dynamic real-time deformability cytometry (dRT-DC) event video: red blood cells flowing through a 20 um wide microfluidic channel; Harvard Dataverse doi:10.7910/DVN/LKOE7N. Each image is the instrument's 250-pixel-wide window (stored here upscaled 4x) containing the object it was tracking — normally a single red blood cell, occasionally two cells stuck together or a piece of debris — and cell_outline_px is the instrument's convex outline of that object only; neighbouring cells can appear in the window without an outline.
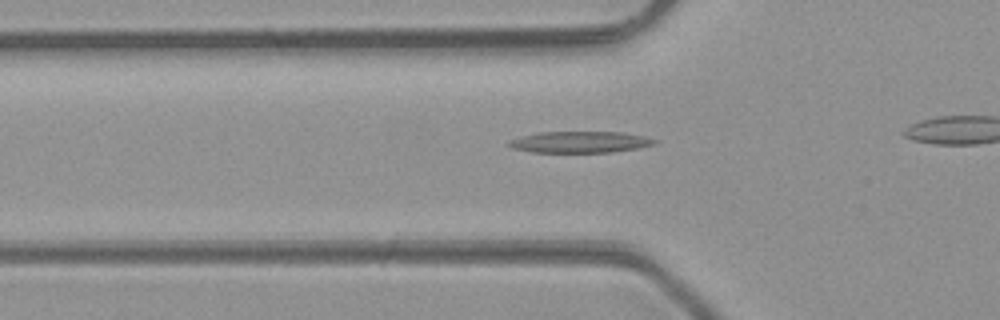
{"species": "common noctule bat (a hibernating species)", "species_latin": "Nyctalus noctula", "temperature_condition": "room temperature", "stored_images_in_passage": 28, "camera_frame_rate_fps": 3000, "um_per_image_px": 0.085, "animal": {"sex": "male", "body_mass_g": 23.1, "forearm_length_mm": 52.7}, "frame": {"image": 1, "passage_image": 6, "time_ms": 1.667, "image_size_px": [1000, 320], "cell_outline_px": [[660, 140], [656, 144], [640, 148], [612, 152], [532, 152], [512, 148], [508, 144], [508, 140], [540, 132], [620, 132], [644, 136]], "centroid_in_image_um": [49.36, 12.08], "position_along_channel_um": 76.4, "area_um2": 18.15}}
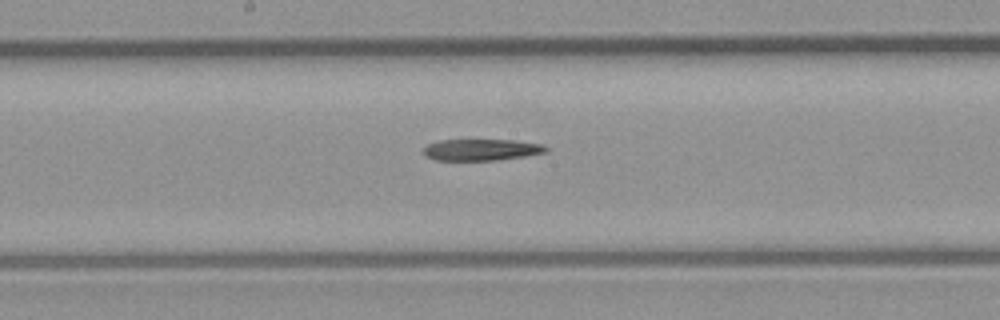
{"frame": {"image": 2, "passage_image": 15, "time_ms": 4.667, "image_size_px": [1000, 320], "cell_outline_px": [[548, 152], [524, 156], [496, 160], [436, 160], [428, 156], [424, 152], [424, 148], [428, 144], [440, 140], [512, 140], [540, 144], [548, 148]], "centroid_in_image_um": [40.93, 12.73], "position_along_channel_um": 207.3, "area_um2": 15.09}}
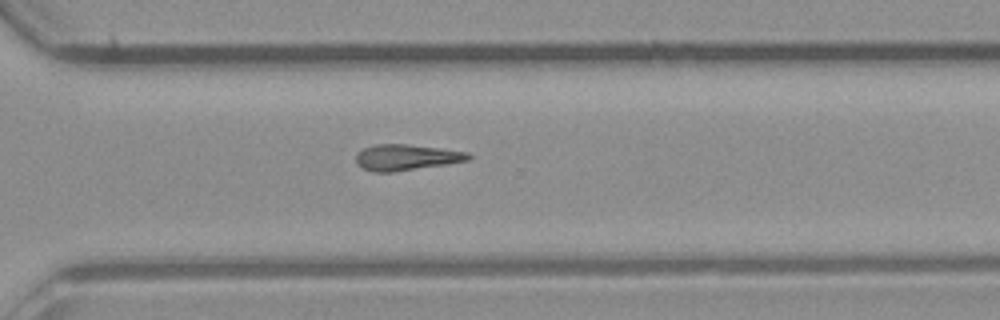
{"frame": {"image": 3, "passage_image": 24, "time_ms": 7.667, "image_size_px": [1000, 320], "cell_outline_px": [[472, 160], [392, 172], [372, 172], [364, 168], [356, 160], [356, 156], [364, 148], [376, 144], [408, 144], [468, 152], [472, 156]], "centroid_in_image_um": [34.58, 13.37], "position_along_channel_um": 336.0, "area_um2": 16.76}}